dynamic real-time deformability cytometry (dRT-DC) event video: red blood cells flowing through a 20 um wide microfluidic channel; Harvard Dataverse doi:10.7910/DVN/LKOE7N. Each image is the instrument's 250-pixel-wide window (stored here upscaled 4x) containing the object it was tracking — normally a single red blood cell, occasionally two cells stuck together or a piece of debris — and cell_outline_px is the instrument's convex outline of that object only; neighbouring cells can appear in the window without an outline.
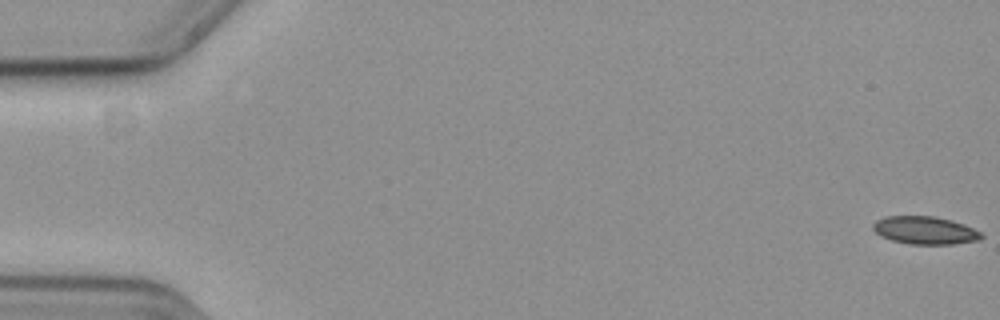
{"species": "common noctule bat (a hibernating species)", "species_latin": "Nyctalus noctula", "temperature_condition": "cold", "stored_images_in_passage": 54, "camera_frame_rate_fps": 3000, "um_per_image_px": 0.085, "animal": {"sex": "female", "body_mass_g": 19.3, "forearm_length_mm": 54.1}, "frame": {"image": 1, "passage_image": 1, "time_ms": 0.0, "image_size_px": [1000, 320], "cell_outline_px": [[984, 236], [980, 240], [952, 244], [908, 244], [892, 240], [880, 236], [872, 228], [872, 224], [876, 220], [884, 216], [932, 216], [964, 224], [980, 232]], "centroid_in_image_um": [78.59, 19.58], "position_along_channel_um": 6.4, "area_um2": 17.51}}
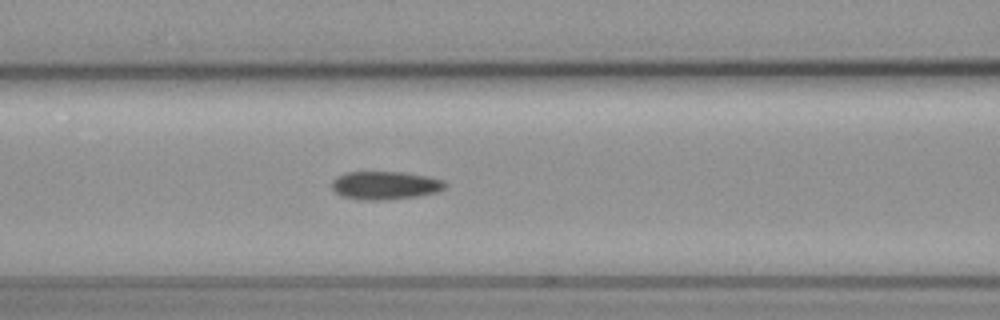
{"frame": {"image": 2, "passage_image": 25, "time_ms": 8.0, "image_size_px": [1000, 320], "cell_outline_px": [[448, 184], [444, 188], [436, 192], [416, 196], [388, 200], [368, 200], [344, 196], [336, 192], [332, 188], [332, 180], [336, 176], [348, 172], [404, 172], [428, 176], [444, 180]], "centroid_in_image_um": [32.76, 15.74], "position_along_channel_um": 133.8, "area_um2": 18.55}}
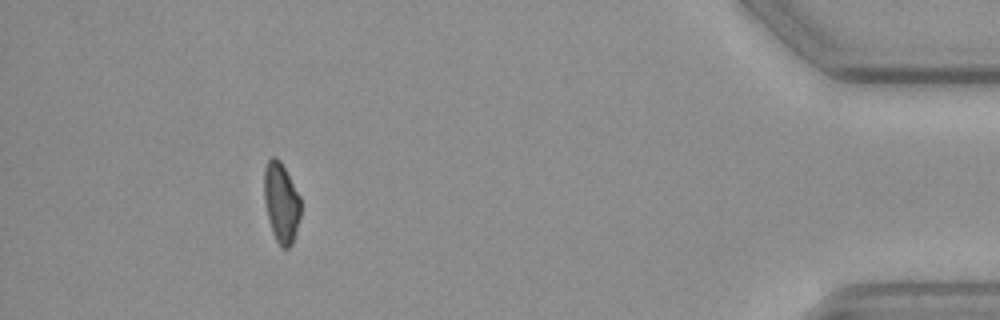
{"frame": {"image": 3, "passage_image": 53, "time_ms": 17.333, "image_size_px": [1000, 320], "cell_outline_px": [[300, 216], [296, 232], [292, 244], [288, 248], [280, 248], [272, 232], [264, 200], [264, 168], [268, 160], [272, 156], [276, 156], [280, 160], [300, 196]], "centroid_in_image_um": [23.9, 17.21], "position_along_channel_um": 411.3, "area_um2": 17.05}}